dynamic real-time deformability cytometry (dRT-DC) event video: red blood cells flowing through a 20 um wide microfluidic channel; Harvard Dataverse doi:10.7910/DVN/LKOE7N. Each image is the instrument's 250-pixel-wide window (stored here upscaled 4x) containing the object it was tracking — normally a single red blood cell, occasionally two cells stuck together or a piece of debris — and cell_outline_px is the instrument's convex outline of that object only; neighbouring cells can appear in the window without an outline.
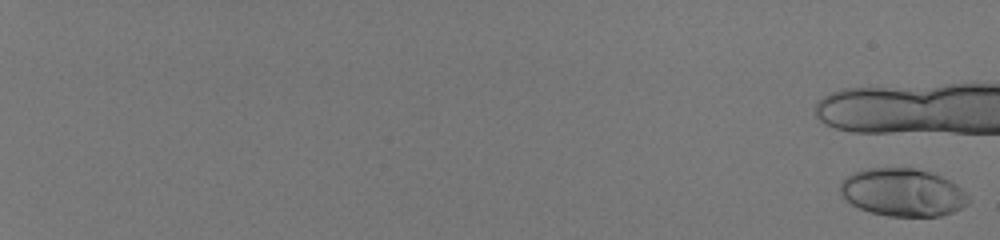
{"species": "human", "species_latin": "Homo sapiens", "temperature_condition": "room temperature", "stored_images_in_passage": 15, "camera_frame_rate_fps": 3000, "um_per_image_px": 0.085, "donor": {"sex": "male"}, "frame": {"image": 1, "passage_image": 1, "time_ms": 0.0, "image_size_px": [1000, 240], "cell_outline_px": [[968, 204], [952, 212], [940, 216], [888, 216], [872, 212], [860, 208], [852, 204], [840, 196], [840, 184], [852, 172], [868, 168], [912, 168], [928, 172], [940, 176], [956, 184], [968, 196]], "centroid_in_image_um": [76.7, 16.36], "position_along_channel_um": 8.3, "area_um2": 35.43}}